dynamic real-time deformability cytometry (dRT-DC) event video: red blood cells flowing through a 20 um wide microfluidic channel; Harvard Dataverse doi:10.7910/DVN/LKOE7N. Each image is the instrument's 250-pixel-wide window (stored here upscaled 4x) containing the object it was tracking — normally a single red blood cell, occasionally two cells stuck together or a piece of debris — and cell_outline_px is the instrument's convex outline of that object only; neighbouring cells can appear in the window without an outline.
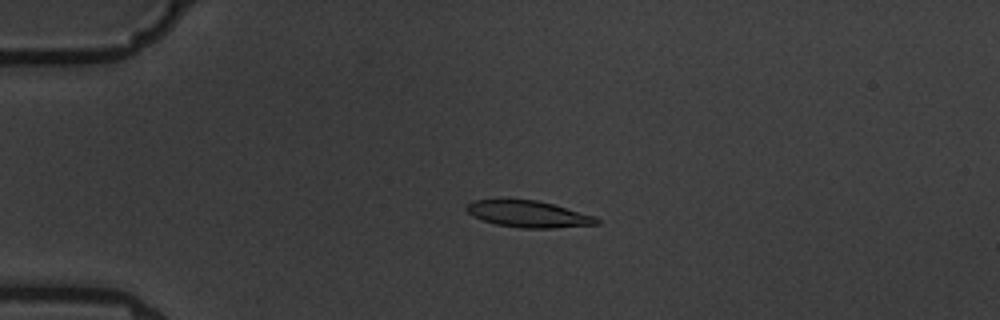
{"species": "common noctule bat (a hibernating species)", "species_latin": "Nyctalus noctula", "temperature_condition": "warm", "stored_images_in_passage": 6, "camera_frame_rate_fps": 3000, "um_per_image_px": 0.085, "animal": {"sex": "male", "body_mass_g": 19.5, "forearm_length_mm": 54.6}, "frame": {"image": 1, "passage_image": 5, "time_ms": 4.667, "image_size_px": [1000, 320], "cell_outline_px": [[600, 224], [556, 228], [520, 228], [496, 224], [472, 216], [464, 208], [472, 200], [508, 196], [536, 200], [552, 204], [596, 216], [600, 220]], "centroid_in_image_um": [44.85, 18.15], "position_along_channel_um": 40.1, "area_um2": 20.98}}